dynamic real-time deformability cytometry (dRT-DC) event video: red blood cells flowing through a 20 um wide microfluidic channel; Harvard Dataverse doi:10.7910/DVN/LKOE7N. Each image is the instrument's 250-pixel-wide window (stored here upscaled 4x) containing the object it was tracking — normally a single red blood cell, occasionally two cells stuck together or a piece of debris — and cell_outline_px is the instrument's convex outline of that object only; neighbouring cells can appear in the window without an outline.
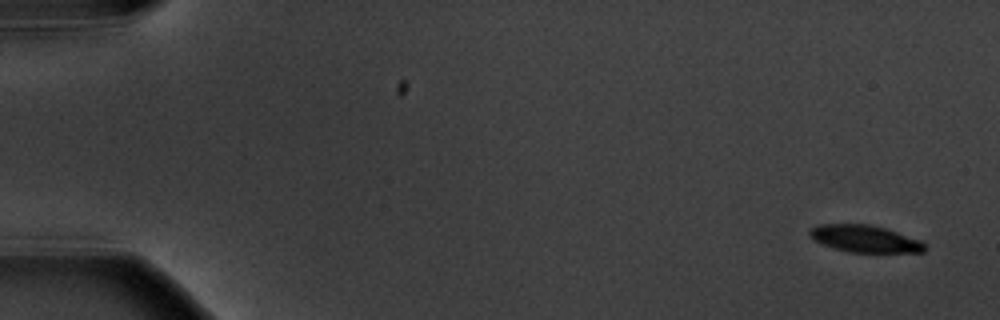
{"species": "common noctule bat (a hibernating species)", "species_latin": "Nyctalus noctula", "temperature_condition": "warm", "stored_images_in_passage": 5, "camera_frame_rate_fps": 3000, "um_per_image_px": 0.085, "animal": {"sex": "male", "body_mass_g": 20.1, "forearm_length_mm": 53.5}, "frame": {"image": 1, "passage_image": 1, "time_ms": 0.0, "image_size_px": [1000, 320], "cell_outline_px": [[924, 252], [848, 252], [824, 244], [816, 240], [808, 232], [812, 228], [820, 224], [868, 224], [884, 228], [920, 240], [924, 244]], "centroid_in_image_um": [73.52, 20.29], "position_along_channel_um": 11.5, "area_um2": 17.63}}
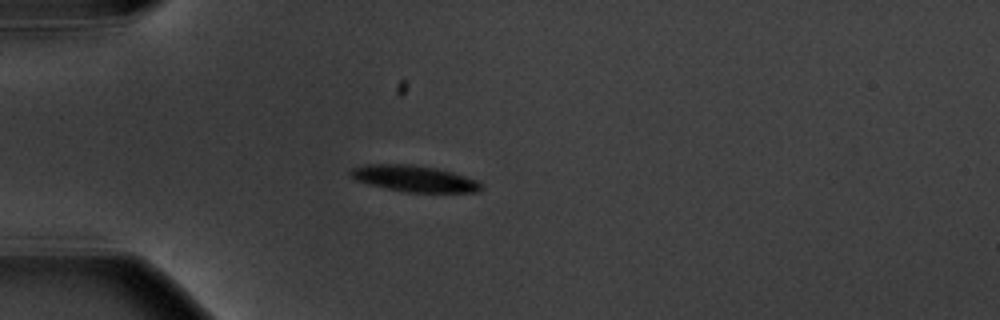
{"frame": {"image": 2, "passage_image": 5, "time_ms": 4.667, "image_size_px": [1000, 320], "cell_outline_px": [[484, 188], [476, 192], [408, 192], [384, 188], [368, 184], [356, 180], [348, 172], [352, 168], [364, 164], [412, 164], [436, 168], [452, 172], [476, 180]], "centroid_in_image_um": [35.17, 15.17], "position_along_channel_um": 49.8, "area_um2": 19.94}}